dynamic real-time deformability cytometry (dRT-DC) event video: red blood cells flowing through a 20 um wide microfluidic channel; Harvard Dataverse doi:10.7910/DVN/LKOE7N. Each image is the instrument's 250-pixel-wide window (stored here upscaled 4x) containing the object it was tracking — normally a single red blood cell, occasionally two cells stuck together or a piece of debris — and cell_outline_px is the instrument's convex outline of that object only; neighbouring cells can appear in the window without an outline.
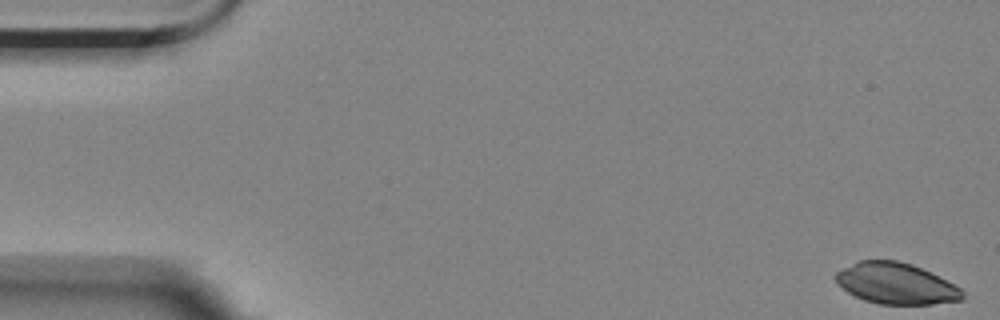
{"species": "Egyptian fruit bat (a non-hibernating species)", "species_latin": "Rousettus aegyptiacus", "temperature_condition": "room temperature", "stored_images_in_passage": 57, "camera_frame_rate_fps": 3000, "um_per_image_px": 0.085, "animal": {"sex": "female"}, "frame": {"image": 1, "passage_image": 1, "time_ms": 0.0, "image_size_px": [1000, 320], "cell_outline_px": [[964, 300], [932, 304], [880, 304], [864, 300], [848, 292], [836, 284], [836, 272], [860, 260], [896, 260], [912, 264], [960, 288], [964, 292]], "centroid_in_image_um": [76.15, 24.11], "position_along_channel_um": 8.9, "area_um2": 30.0}}
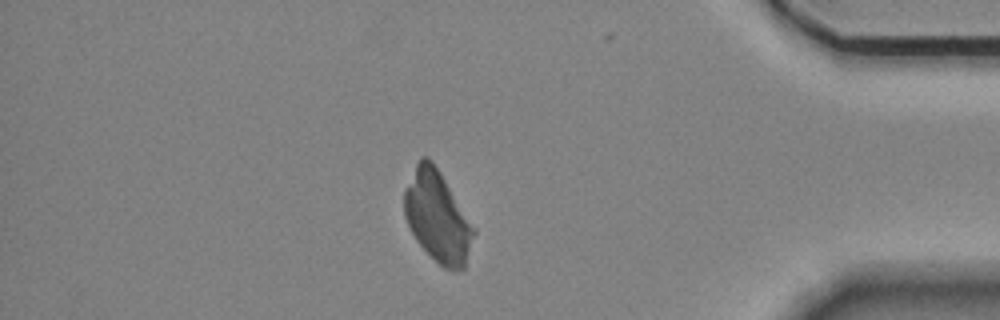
{"frame": {"image": 2, "passage_image": 49, "time_ms": 16.0, "image_size_px": [1000, 320], "cell_outline_px": [[476, 232], [464, 268], [444, 268], [416, 240], [404, 216], [404, 188], [420, 156], [428, 156], [432, 160], [440, 172], [476, 228]], "centroid_in_image_um": [37.18, 18.36], "position_along_channel_um": 398.0, "area_um2": 36.47}}
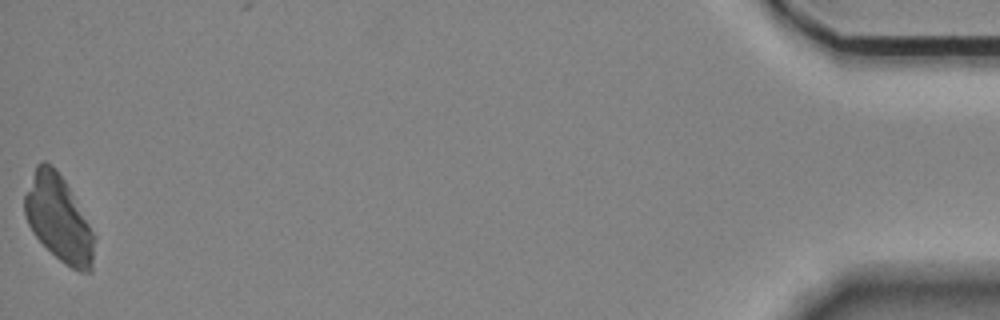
{"frame": {"image": 3, "passage_image": 57, "time_ms": 18.667, "image_size_px": [1000, 320], "cell_outline_px": [[96, 236], [92, 272], [80, 272], [72, 268], [60, 260], [32, 232], [28, 224], [24, 212], [24, 196], [36, 164], [40, 160], [44, 160], [52, 164], [64, 180]], "centroid_in_image_um": [4.99, 18.58], "position_along_channel_um": 430.2, "area_um2": 34.8}}